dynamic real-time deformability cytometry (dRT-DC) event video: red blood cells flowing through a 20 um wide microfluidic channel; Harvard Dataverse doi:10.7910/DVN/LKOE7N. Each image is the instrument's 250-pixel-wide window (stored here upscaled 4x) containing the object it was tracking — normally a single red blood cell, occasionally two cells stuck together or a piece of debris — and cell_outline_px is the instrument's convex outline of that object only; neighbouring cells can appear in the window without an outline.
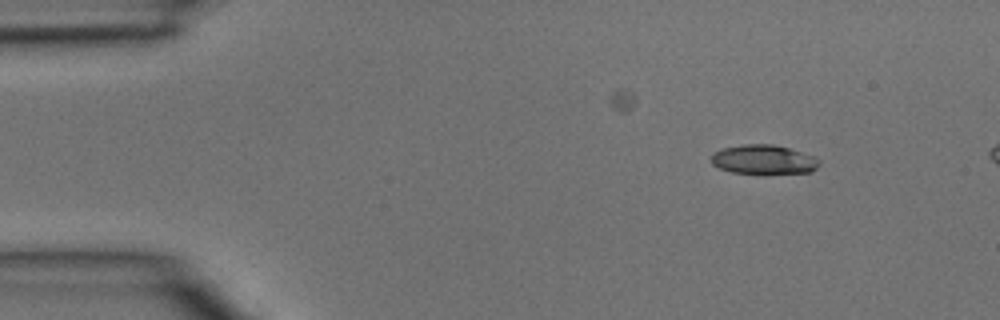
{"species": "common noctule bat (a hibernating species)", "species_latin": "Nyctalus noctula", "temperature_condition": "room temperature", "stored_images_in_passage": 4, "segment_of_instrument_passage": [1, 2], "camera_frame_rate_fps": 3000, "um_per_image_px": 0.085, "animal": {"sex": "male", "body_mass_g": 15.6}, "frame": {"image": 1, "passage_image": 1, "time_ms": 0.0, "image_size_px": [1000, 320], "cell_outline_px": [[820, 164], [812, 172], [732, 172], [720, 168], [712, 164], [712, 156], [720, 148], [744, 144], [772, 144], [788, 148], [812, 156], [820, 160]], "centroid_in_image_um": [64.9, 13.54], "position_along_channel_um": 20.1, "area_um2": 17.86}}